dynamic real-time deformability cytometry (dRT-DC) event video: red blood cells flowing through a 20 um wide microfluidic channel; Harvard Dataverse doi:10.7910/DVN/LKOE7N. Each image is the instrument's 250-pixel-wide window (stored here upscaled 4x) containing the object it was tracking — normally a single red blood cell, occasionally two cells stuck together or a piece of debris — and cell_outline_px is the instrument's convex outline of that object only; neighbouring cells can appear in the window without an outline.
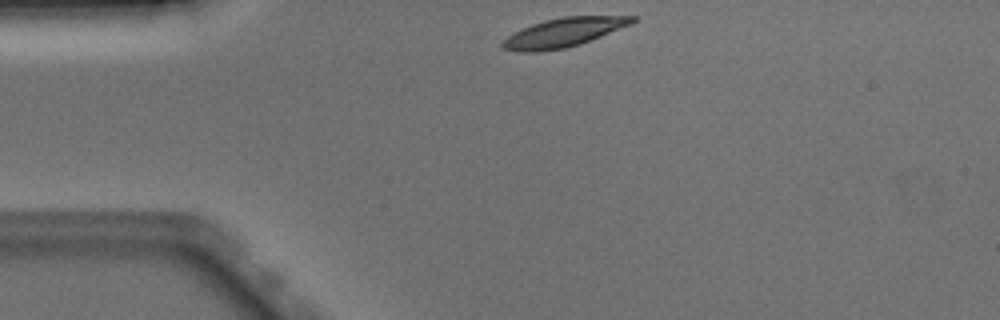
{"species": "Egyptian fruit bat (a non-hibernating species)", "species_latin": "Rousettus aegyptiacus", "temperature_condition": "warm", "stored_images_in_passage": 42, "camera_frame_rate_fps": 3000, "um_per_image_px": 0.085, "animal": {"sex": "male"}, "frame": {"image": 1, "passage_image": 1, "time_ms": 0.0, "image_size_px": [1000, 320], "cell_outline_px": [[636, 20], [632, 24], [580, 44], [564, 48], [536, 52], [520, 52], [504, 48], [500, 44], [508, 36], [532, 24], [544, 20], [564, 16], [636, 16]], "centroid_in_image_um": [47.93, 2.76], "position_along_channel_um": 37.1, "area_um2": 21.62}}
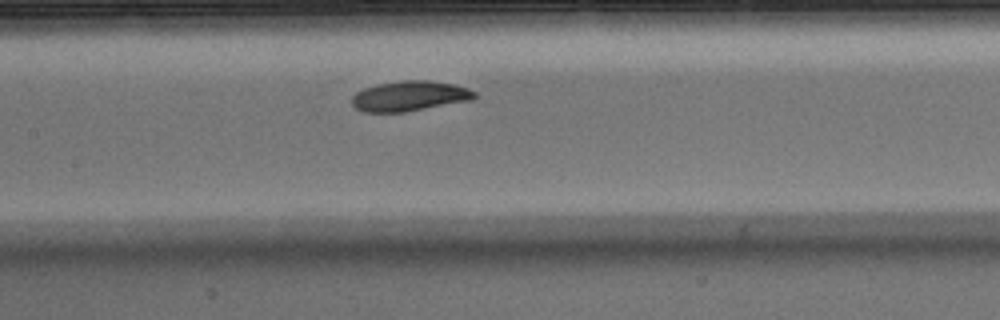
{"frame": {"image": 2, "passage_image": 14, "time_ms": 4.333, "image_size_px": [1000, 320], "cell_outline_px": [[476, 96], [472, 100], [404, 112], [360, 112], [352, 104], [352, 96], [356, 92], [364, 88], [376, 84], [404, 80], [428, 80], [456, 84], [468, 88], [476, 92]], "centroid_in_image_um": [34.81, 8.16], "position_along_channel_um": 172.6, "area_um2": 21.68}}
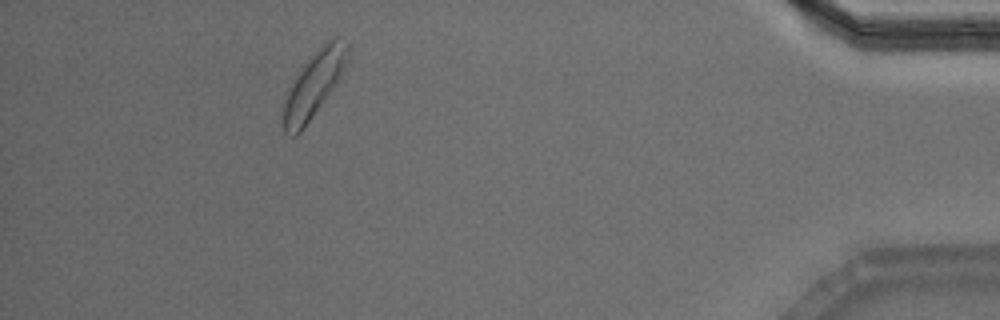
{"frame": {"image": 3, "passage_image": 37, "time_ms": 12.0, "image_size_px": [1000, 320], "cell_outline_px": [[348, 60], [336, 84], [304, 128], [296, 136], [288, 136], [284, 132], [284, 100], [288, 88], [308, 56], [324, 40], [336, 36], [340, 36], [348, 44]], "centroid_in_image_um": [26.69, 7.1], "position_along_channel_um": 408.5, "area_um2": 24.8}, "authors_computed_cell_mechanics": {"area_um2": 22.1952, "velocity_mm_per_s": 3.8227, "shape_relaxation_time_tau1_ms": 3.4018, "shape_relaxation_time_tau2_ms": 6.9652, "deformation_change_tau1": 0.1322, "deformation_change_tau2": 0.1353}}